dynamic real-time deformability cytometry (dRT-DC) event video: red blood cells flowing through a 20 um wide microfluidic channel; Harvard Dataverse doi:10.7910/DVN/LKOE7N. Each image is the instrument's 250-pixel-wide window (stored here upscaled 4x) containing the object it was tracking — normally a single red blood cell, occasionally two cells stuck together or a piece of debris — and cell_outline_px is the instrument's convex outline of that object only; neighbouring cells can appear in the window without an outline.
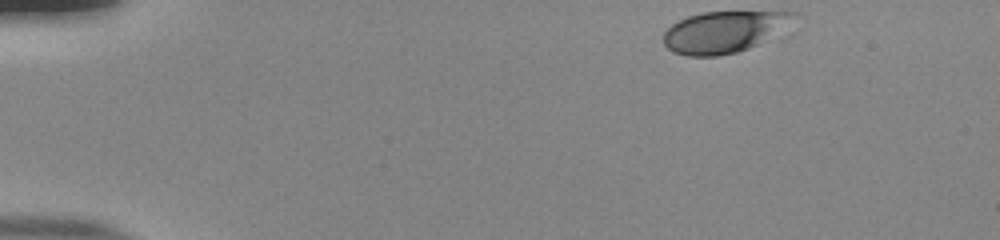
{"species": "human", "species_latin": "Homo sapiens", "temperature_condition": "room temperature", "stored_images_in_passage": 42, "camera_frame_rate_fps": 3000, "um_per_image_px": 0.085, "donor": {"sex": "male"}, "frame": {"image": 1, "passage_image": 1, "time_ms": 0.0, "image_size_px": [1000, 240], "cell_outline_px": [[800, 12], [796, 16], [756, 44], [748, 48], [736, 52], [720, 56], [688, 56], [672, 52], [664, 44], [664, 32], [672, 24], [688, 16], [700, 12]], "centroid_in_image_um": [61.39, 2.71], "position_along_channel_um": 23.6, "area_um2": 30.46}}
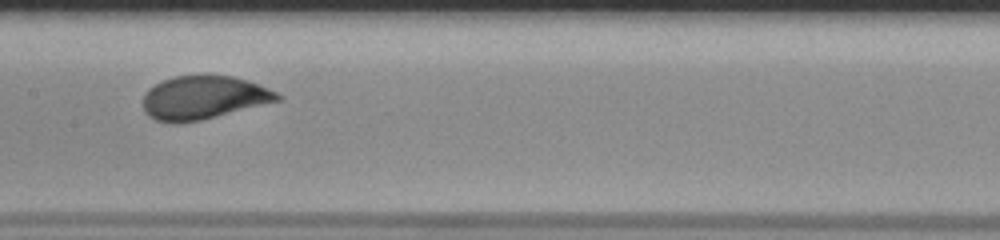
{"frame": {"image": 2, "passage_image": 22, "time_ms": 7.0, "image_size_px": [1000, 240], "cell_outline_px": [[284, 96], [280, 100], [200, 120], [180, 124], [176, 124], [156, 120], [148, 116], [144, 112], [144, 92], [148, 88], [164, 80], [176, 76], [204, 72], [232, 76], [248, 80], [268, 88]], "centroid_in_image_um": [17.28, 8.26], "position_along_channel_um": 190.1, "area_um2": 34.56}}
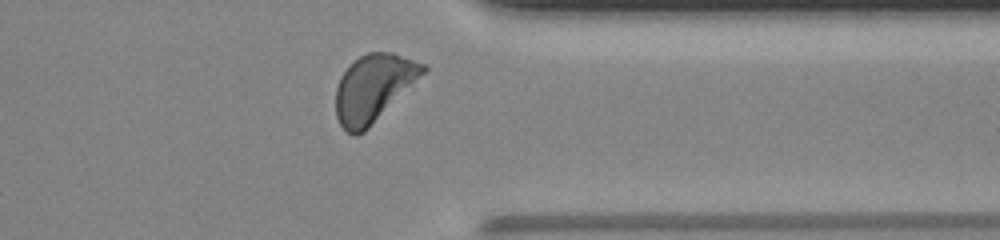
{"frame": {"image": 3, "passage_image": 37, "time_ms": 12.0, "image_size_px": [1000, 240], "cell_outline_px": [[428, 68], [364, 132], [356, 136], [352, 136], [340, 124], [336, 116], [336, 88], [340, 76], [360, 56], [368, 52], [392, 52], [424, 64]], "centroid_in_image_um": [31.71, 7.49], "position_along_channel_um": 379.7, "area_um2": 33.29}, "authors_computed_cell_mechanics": {"area_um2": 33.4373, "velocity_mm_per_s": 3.8531, "shape_relaxation_time_tau1_ms": 3.6345, "shape_relaxation_time_tau2_ms": null, "deformation_change_tau1": 0.1615, "deformation_change_tau2": null}}